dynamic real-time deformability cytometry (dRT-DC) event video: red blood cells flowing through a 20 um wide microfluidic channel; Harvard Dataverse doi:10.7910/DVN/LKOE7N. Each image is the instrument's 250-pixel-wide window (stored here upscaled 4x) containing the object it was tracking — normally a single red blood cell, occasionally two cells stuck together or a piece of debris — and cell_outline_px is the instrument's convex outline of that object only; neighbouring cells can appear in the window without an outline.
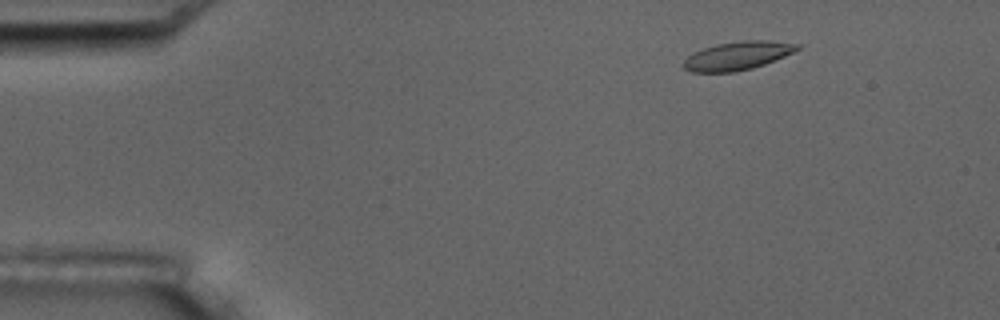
{"species": "common noctule bat (a hibernating species)", "species_latin": "Nyctalus noctula", "temperature_condition": "room temperature", "stored_images_in_passage": 4, "camera_frame_rate_fps": 3000, "um_per_image_px": 0.085, "animal": {"sex": "male", "body_mass_g": 17.5, "forearm_length_mm": 52.3}, "frame": {"image": 1, "passage_image": 2, "time_ms": 1.333, "image_size_px": [1000, 320], "cell_outline_px": [[800, 48], [784, 56], [764, 64], [752, 68], [732, 72], [692, 72], [684, 68], [684, 60], [688, 56], [704, 48], [716, 44], [740, 40], [768, 40], [800, 44]], "centroid_in_image_um": [62.7, 4.73], "position_along_channel_um": 22.3, "area_um2": 18.61}}
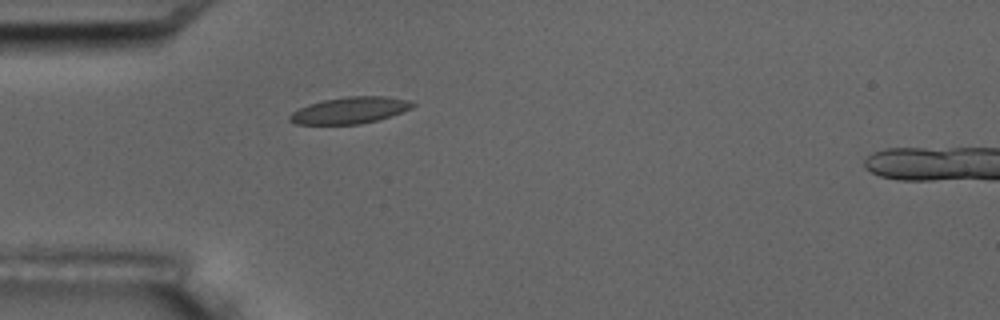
{"frame": {"image": 2, "passage_image": 4, "time_ms": 4.333, "image_size_px": [1000, 320], "cell_outline_px": [[416, 104], [412, 108], [376, 120], [360, 124], [296, 124], [288, 120], [288, 116], [292, 112], [308, 104], [324, 100], [348, 96], [384, 96], [412, 100]], "centroid_in_image_um": [29.73, 9.37], "position_along_channel_um": 55.3, "area_um2": 18.9}}